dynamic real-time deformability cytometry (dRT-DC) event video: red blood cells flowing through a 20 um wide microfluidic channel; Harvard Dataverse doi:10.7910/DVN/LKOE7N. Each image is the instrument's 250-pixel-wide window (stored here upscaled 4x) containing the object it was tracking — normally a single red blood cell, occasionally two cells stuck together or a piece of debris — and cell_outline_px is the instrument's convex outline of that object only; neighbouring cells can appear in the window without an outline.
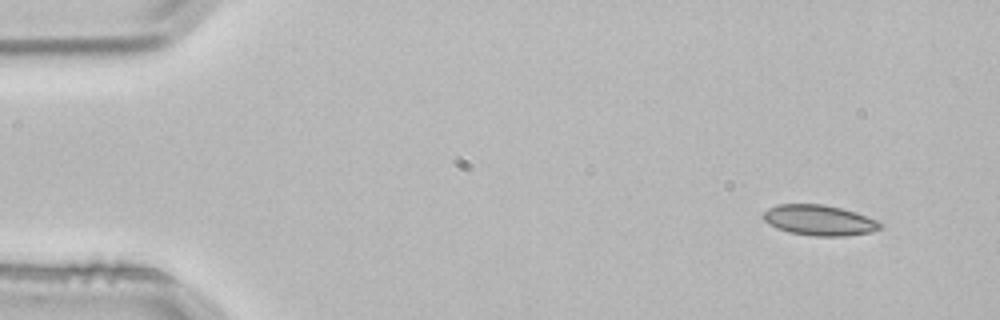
{"species": "common noctule bat (a hibernating species)", "species_latin": "Nyctalus noctula", "temperature_condition": "room temperature", "stored_images_in_passage": 4, "camera_frame_rate_fps": 3000, "um_per_image_px": 0.085, "animal": {"sex": "male", "body_mass_g": 21.5, "forearm_length_mm": 52.0}, "frame": {"image": 1, "passage_image": 1, "time_ms": 0.0, "image_size_px": [1000, 320], "cell_outline_px": [[884, 228], [872, 232], [844, 236], [816, 236], [788, 232], [776, 228], [768, 224], [764, 220], [764, 212], [768, 208], [780, 204], [820, 204], [840, 208], [856, 212], [876, 220], [884, 224]], "centroid_in_image_um": [69.67, 18.73], "position_along_channel_um": 15.3, "area_um2": 20.81}}
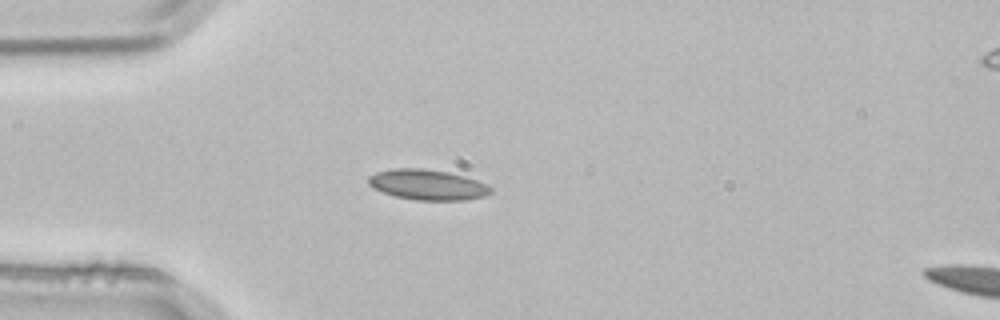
{"frame": {"image": 2, "passage_image": 3, "time_ms": 0.667, "image_size_px": [1000, 320], "cell_outline_px": [[492, 192], [484, 196], [464, 200], [416, 200], [396, 196], [372, 188], [368, 184], [368, 176], [376, 172], [392, 168], [424, 168], [448, 172], [464, 176], [476, 180], [492, 188]], "centroid_in_image_um": [36.31, 15.69], "position_along_channel_um": 48.7, "area_um2": 21.62}}